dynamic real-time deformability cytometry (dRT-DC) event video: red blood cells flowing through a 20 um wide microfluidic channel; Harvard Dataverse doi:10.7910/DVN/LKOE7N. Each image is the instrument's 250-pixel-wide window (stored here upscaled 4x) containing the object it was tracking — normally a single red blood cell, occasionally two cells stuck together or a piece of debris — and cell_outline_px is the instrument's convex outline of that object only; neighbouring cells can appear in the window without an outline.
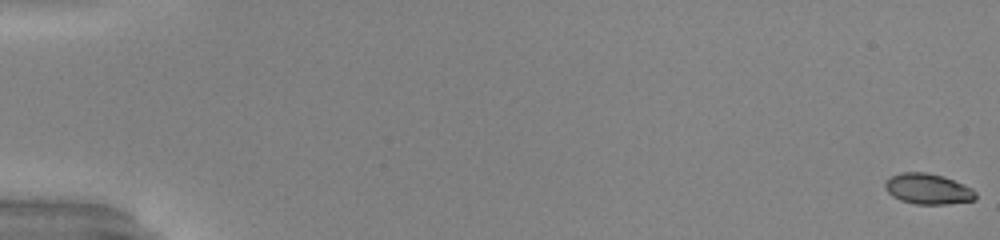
{"species": "common noctule bat (a hibernating species)", "species_latin": "Nyctalus noctula", "temperature_condition": "warm", "stored_images_in_passage": 53, "camera_frame_rate_fps": 3000, "um_per_image_px": 0.085, "animal": {"sex": "male", "body_mass_g": 20.0, "forearm_length_mm": 53.3}, "frame": {"image": 1, "passage_image": 1, "time_ms": 0.0, "image_size_px": [1000, 240], "cell_outline_px": [[976, 200], [948, 204], [916, 204], [900, 200], [892, 196], [884, 188], [884, 184], [892, 176], [900, 172], [924, 172], [944, 176], [964, 184], [972, 188], [976, 192]], "centroid_in_image_um": [78.9, 16.06], "position_along_channel_um": 6.1, "area_um2": 16.24}}
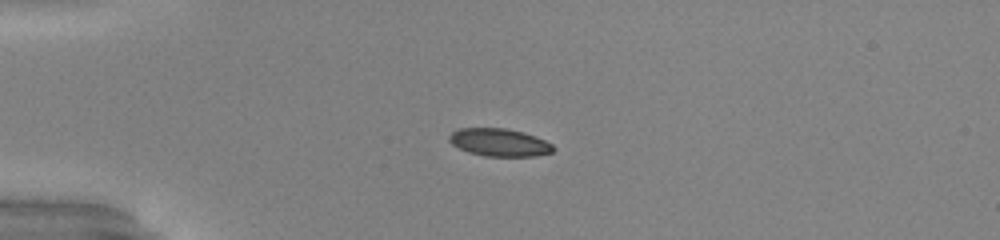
{"frame": {"image": 2, "passage_image": 15, "time_ms": 4.667, "image_size_px": [1000, 240], "cell_outline_px": [[556, 148], [552, 152], [532, 156], [484, 156], [468, 152], [452, 144], [448, 140], [448, 136], [452, 132], [460, 128], [504, 128], [524, 132], [536, 136], [552, 144]], "centroid_in_image_um": [42.44, 12.1], "position_along_channel_um": 42.6, "area_um2": 16.82}}
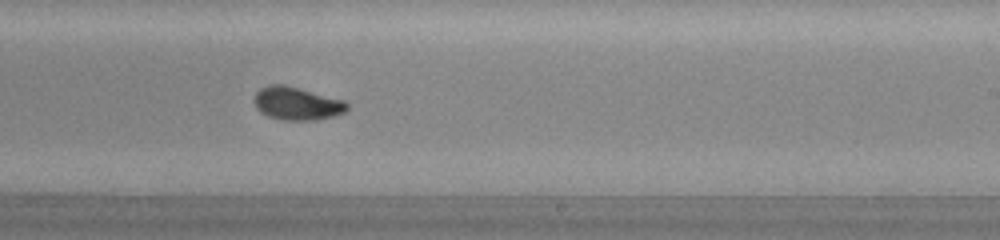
{"frame": {"image": 3, "passage_image": 34, "time_ms": 11.0, "image_size_px": [1000, 240], "cell_outline_px": [[348, 108], [344, 112], [332, 116], [316, 120], [280, 120], [268, 116], [260, 112], [256, 108], [252, 100], [256, 92], [260, 88], [268, 84], [284, 84], [344, 100], [348, 104]], "centroid_in_image_um": [25.18, 8.79], "position_along_channel_um": 263.8, "area_um2": 18.03}, "authors_computed_cell_mechanics": {"area_um2": 17.2244, "velocity_mm_per_s": 4.033, "shape_relaxation_time_tau1_ms": 5.4724, "shape_relaxation_time_tau2_ms": 1.0607, "deformation_change_tau1": 0.2028, "deformation_change_tau2": 0.0501}}